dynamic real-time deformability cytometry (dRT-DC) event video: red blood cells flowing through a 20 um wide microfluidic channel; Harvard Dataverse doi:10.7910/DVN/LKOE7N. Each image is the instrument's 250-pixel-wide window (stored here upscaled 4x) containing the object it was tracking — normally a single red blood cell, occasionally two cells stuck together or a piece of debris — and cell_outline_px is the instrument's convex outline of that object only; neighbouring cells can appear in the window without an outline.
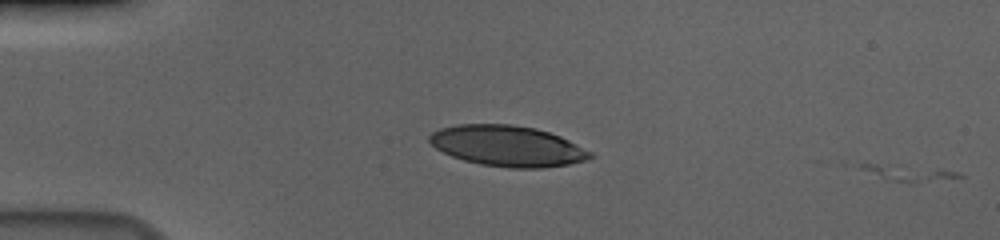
{"species": "human", "species_latin": "Homo sapiens", "temperature_condition": "cold", "stored_images_in_passage": 2, "camera_frame_rate_fps": 3000, "um_per_image_px": 0.085, "donor": {"sex": "male"}, "frame": {"image": 1, "passage_image": 1, "time_ms": 0.0, "image_size_px": [1000, 240], "cell_outline_px": [[596, 156], [584, 160], [568, 164], [540, 168], [512, 168], [480, 164], [464, 160], [452, 156], [436, 148], [428, 140], [428, 136], [432, 132], [440, 128], [456, 124], [512, 124], [536, 128], [560, 136], [592, 152]], "centroid_in_image_um": [43.12, 12.4], "position_along_channel_um": 41.9, "area_um2": 38.09}}